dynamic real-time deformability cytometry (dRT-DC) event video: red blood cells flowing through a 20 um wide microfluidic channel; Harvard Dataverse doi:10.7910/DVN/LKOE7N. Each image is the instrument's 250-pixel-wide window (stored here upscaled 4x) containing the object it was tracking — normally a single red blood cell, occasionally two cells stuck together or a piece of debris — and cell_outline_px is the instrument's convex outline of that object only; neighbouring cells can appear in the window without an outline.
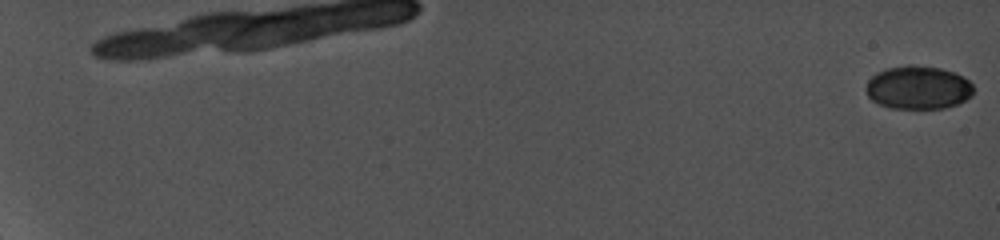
{"species": "common noctule bat (a hibernating species)", "species_latin": "Nyctalus noctula", "temperature_condition": "cold", "stored_images_in_passage": 23, "camera_frame_rate_fps": 5000, "um_per_image_px": 0.085, "animal": {"sex": "female", "body_mass_g": 19.0, "forearm_length_mm": 56.7}, "frame": {"image": 1, "passage_image": 1, "time_ms": 0.0, "image_size_px": [1000, 240], "cell_outline_px": [[972, 96], [956, 104], [944, 108], [892, 108], [880, 104], [872, 100], [868, 96], [864, 88], [868, 80], [876, 72], [884, 68], [908, 64], [912, 64], [940, 68], [952, 72], [968, 80], [972, 84]], "centroid_in_image_um": [77.99, 7.43], "position_along_channel_um": 7.0, "area_um2": 27.17}}
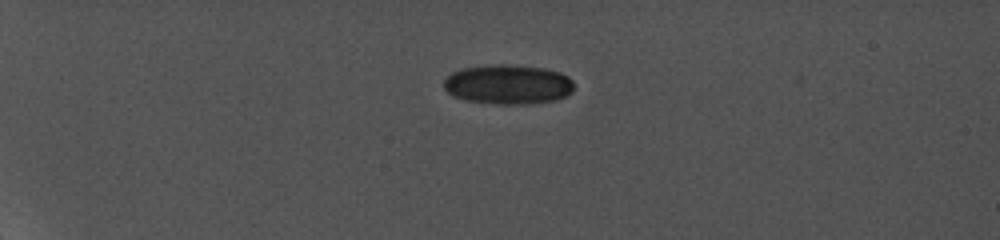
{"frame": {"image": 2, "passage_image": 17, "time_ms": 6.0, "image_size_px": [1000, 240], "cell_outline_px": [[572, 92], [556, 100], [528, 104], [500, 104], [464, 100], [452, 96], [444, 88], [444, 80], [452, 72], [460, 68], [496, 64], [504, 64], [544, 68], [560, 72], [568, 76], [572, 80]], "centroid_in_image_um": [43.16, 7.17], "position_along_channel_um": 41.8, "area_um2": 30.11}}